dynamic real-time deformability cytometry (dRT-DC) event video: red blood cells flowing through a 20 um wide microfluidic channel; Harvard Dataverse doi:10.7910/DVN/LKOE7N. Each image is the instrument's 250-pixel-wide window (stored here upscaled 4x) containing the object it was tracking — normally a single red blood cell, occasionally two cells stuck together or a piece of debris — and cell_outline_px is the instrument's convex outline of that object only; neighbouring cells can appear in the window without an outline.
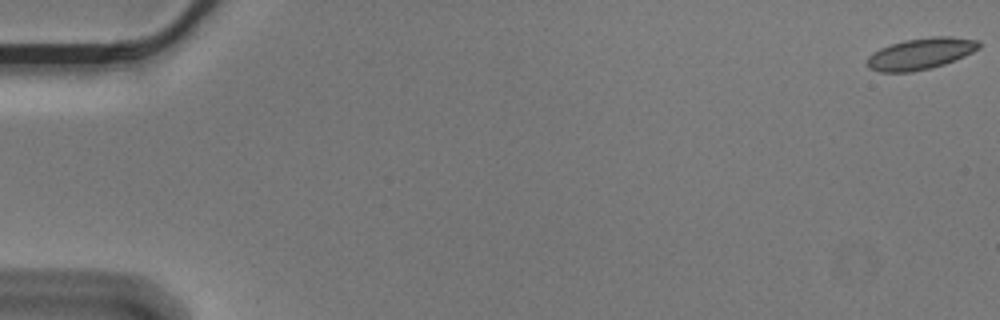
{"species": "Egyptian fruit bat (a non-hibernating species)", "species_latin": "Rousettus aegyptiacus", "temperature_condition": "cold", "stored_images_in_passage": 12, "camera_frame_rate_fps": 3000, "um_per_image_px": 0.085, "animal": {"sex": "male"}, "frame": {"image": 1, "passage_image": 1, "time_ms": 0.0, "image_size_px": [1000, 320], "cell_outline_px": [[980, 48], [964, 56], [944, 64], [932, 68], [912, 72], [880, 72], [868, 68], [864, 64], [868, 56], [872, 52], [880, 48], [904, 40], [936, 36], [952, 36], [980, 40]], "centroid_in_image_um": [78.23, 4.57], "position_along_channel_um": 6.8, "area_um2": 20.69}}